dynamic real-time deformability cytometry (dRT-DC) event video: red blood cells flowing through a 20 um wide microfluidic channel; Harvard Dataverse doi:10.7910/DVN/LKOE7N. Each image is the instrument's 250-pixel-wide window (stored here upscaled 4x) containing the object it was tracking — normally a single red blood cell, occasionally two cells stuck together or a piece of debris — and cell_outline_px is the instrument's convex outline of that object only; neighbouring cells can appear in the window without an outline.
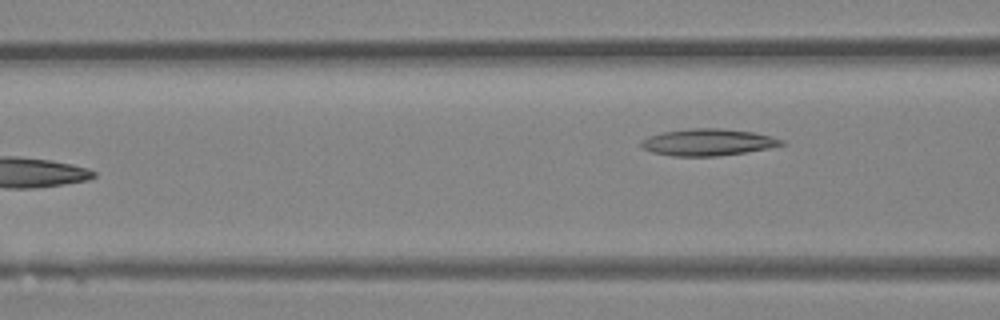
{"species": "Egyptian fruit bat (a non-hibernating species)", "species_latin": "Rousettus aegyptiacus", "temperature_condition": "room temperature", "stored_images_in_passage": 7, "camera_frame_rate_fps": 3000, "um_per_image_px": 0.085, "animal": {"sex": "female"}, "frame": {"image": 1, "passage_image": 6, "time_ms": 1.667, "image_size_px": [1000, 320], "cell_outline_px": [[784, 144], [768, 148], [744, 152], [716, 156], [672, 156], [652, 152], [644, 148], [640, 144], [640, 140], [648, 136], [664, 132], [692, 128], [720, 128], [752, 132], [772, 136], [784, 140]], "centroid_in_image_um": [60.15, 12.09], "position_along_channel_um": 106.4, "area_um2": 21.73}}
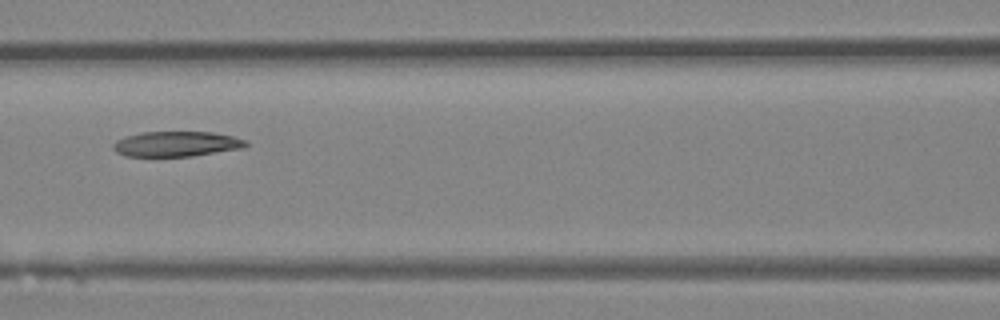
{"frame": {"image": 2, "passage_image": 7, "time_ms": 2.0, "image_size_px": [1000, 320], "cell_outline_px": [[248, 144], [244, 148], [192, 156], [124, 156], [116, 152], [112, 148], [112, 144], [116, 140], [124, 136], [140, 132], [212, 132], [232, 136], [248, 140]], "centroid_in_image_um": [14.98, 12.23], "position_along_channel_um": 151.6, "area_um2": 19.65}}